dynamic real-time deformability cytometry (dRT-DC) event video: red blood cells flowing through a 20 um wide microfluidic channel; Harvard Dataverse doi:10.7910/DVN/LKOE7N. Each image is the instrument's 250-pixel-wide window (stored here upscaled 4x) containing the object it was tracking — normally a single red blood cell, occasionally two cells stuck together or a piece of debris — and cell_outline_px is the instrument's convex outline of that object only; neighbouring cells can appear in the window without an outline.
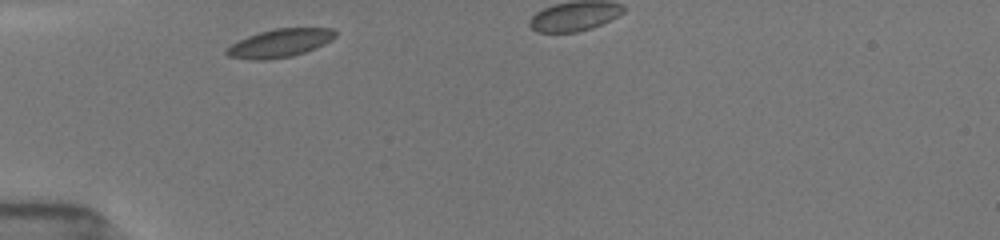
{"species": "common noctule bat (a hibernating species)", "species_latin": "Nyctalus noctula", "temperature_condition": "room temperature", "stored_images_in_passage": 30, "camera_frame_rate_fps": 3000, "um_per_image_px": 0.085, "animal": {"sex": "female", "body_mass_g": 19.5, "forearm_length_mm": 54.1}, "frame": {"image": 1, "passage_image": 1, "time_ms": 0.0, "image_size_px": [1000, 240], "cell_outline_px": [[336, 36], [332, 40], [316, 48], [292, 56], [268, 60], [256, 60], [228, 56], [224, 52], [224, 48], [248, 36], [260, 32], [276, 28], [332, 28], [336, 32]], "centroid_in_image_um": [23.79, 3.67], "position_along_channel_um": 61.2, "area_um2": 17.86}}
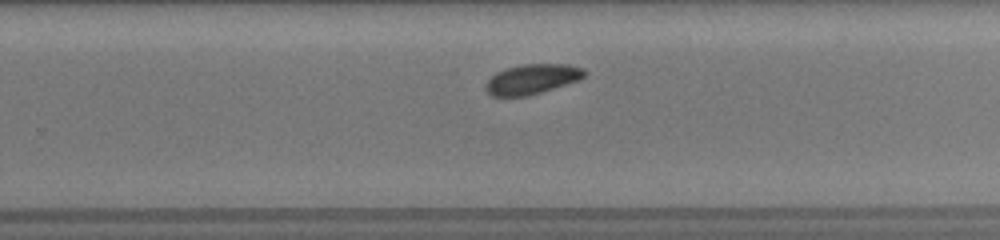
{"frame": {"image": 2, "passage_image": 19, "time_ms": 6.0, "image_size_px": [1000, 240], "cell_outline_px": [[588, 72], [584, 76], [576, 80], [528, 96], [492, 96], [484, 88], [488, 80], [496, 72], [508, 68], [524, 64], [568, 64], [584, 68]], "centroid_in_image_um": [45.22, 6.71], "position_along_channel_um": 284.6, "area_um2": 16.94}}
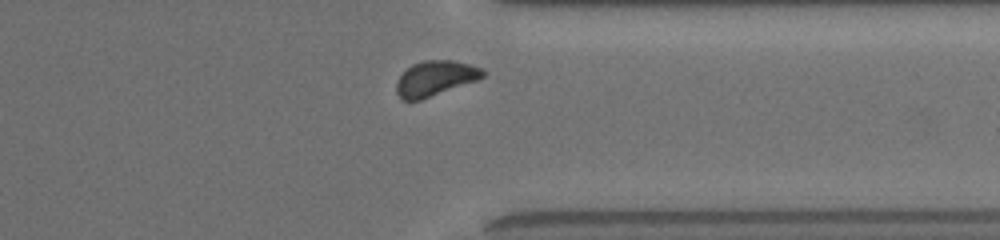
{"frame": {"image": 3, "passage_image": 26, "time_ms": 8.333, "image_size_px": [1000, 240], "cell_outline_px": [[488, 72], [484, 76], [476, 80], [420, 100], [404, 100], [396, 92], [396, 80], [412, 64], [424, 60], [452, 60], [468, 64], [480, 68]], "centroid_in_image_um": [36.98, 6.65], "position_along_channel_um": 374.4, "area_um2": 17.4}}